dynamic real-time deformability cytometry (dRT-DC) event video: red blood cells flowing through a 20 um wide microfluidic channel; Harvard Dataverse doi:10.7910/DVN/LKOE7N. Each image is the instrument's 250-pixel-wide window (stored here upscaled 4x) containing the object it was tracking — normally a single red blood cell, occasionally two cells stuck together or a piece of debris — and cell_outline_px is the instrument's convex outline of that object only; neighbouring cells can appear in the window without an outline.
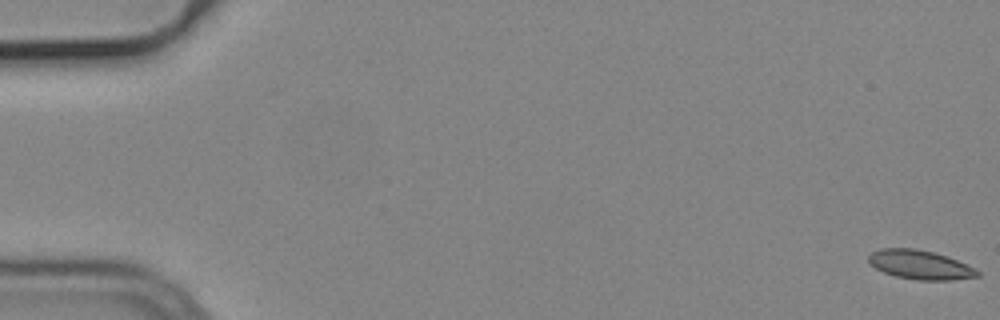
{"species": "common noctule bat (a hibernating species)", "species_latin": "Nyctalus noctula", "temperature_condition": "cold", "stored_images_in_passage": 50, "camera_frame_rate_fps": 3000, "um_per_image_px": 0.085, "animal": {"sex": "male", "body_mass_g": 19.2, "forearm_length_mm": 51.8}, "frame": {"image": 1, "passage_image": 1, "time_ms": 0.0, "image_size_px": [1000, 320], "cell_outline_px": [[980, 276], [952, 280], [916, 280], [896, 276], [884, 272], [868, 264], [868, 256], [872, 252], [880, 248], [916, 248], [948, 256], [976, 268], [980, 272]], "centroid_in_image_um": [78.21, 22.5], "position_along_channel_um": 6.8, "area_um2": 18.61}}
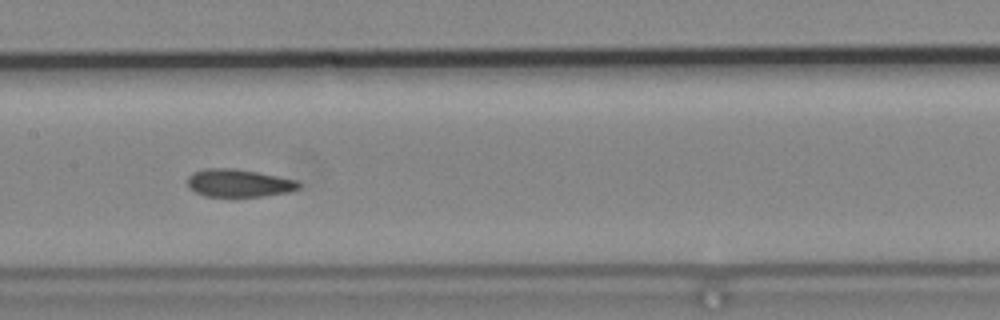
{"frame": {"image": 2, "passage_image": 28, "time_ms": 9.0, "image_size_px": [1000, 320], "cell_outline_px": [[300, 188], [288, 192], [260, 196], [204, 196], [196, 192], [188, 184], [188, 176], [192, 172], [204, 168], [236, 168], [296, 180], [300, 184]], "centroid_in_image_um": [20.27, 15.55], "position_along_channel_um": 187.1, "area_um2": 17.8}}
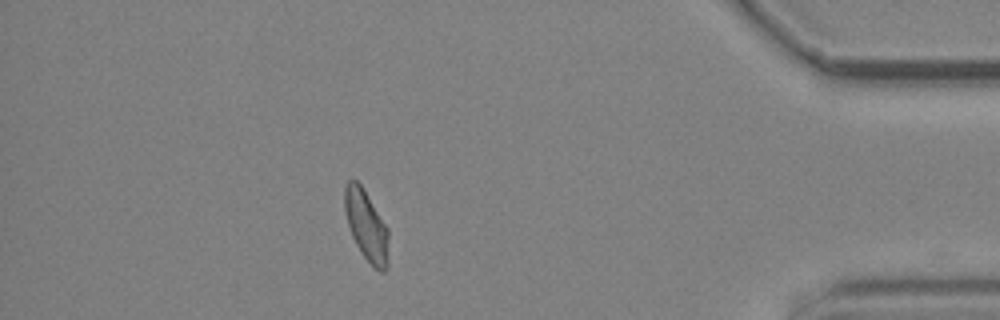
{"frame": {"image": 3, "passage_image": 49, "time_ms": 16.0, "image_size_px": [1000, 320], "cell_outline_px": [[388, 268], [384, 272], [380, 272], [360, 252], [352, 236], [344, 212], [344, 188], [348, 180], [356, 180], [360, 184], [388, 228]], "centroid_in_image_um": [31.14, 19.18], "position_along_channel_um": 404.1, "area_um2": 17.92}}